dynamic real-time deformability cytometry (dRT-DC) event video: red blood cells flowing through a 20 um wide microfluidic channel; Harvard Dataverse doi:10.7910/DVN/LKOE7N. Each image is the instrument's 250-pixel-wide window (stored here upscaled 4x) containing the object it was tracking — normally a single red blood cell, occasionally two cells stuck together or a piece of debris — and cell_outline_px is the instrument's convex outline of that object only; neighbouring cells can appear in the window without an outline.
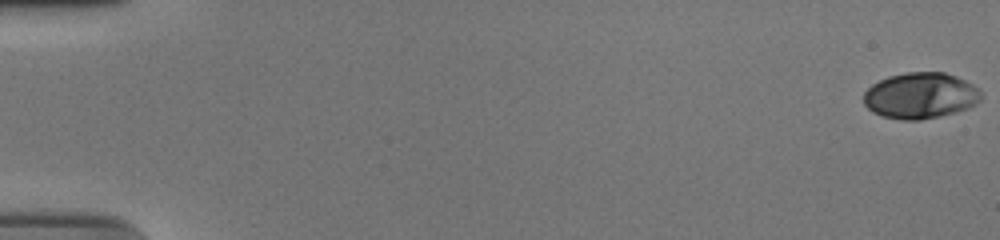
{"species": "human", "species_latin": "Homo sapiens", "temperature_condition": "cold", "stored_images_in_passage": 56, "camera_frame_rate_fps": 3000, "um_per_image_px": 0.085, "donor": {"sex": "male"}, "frame": {"image": 1, "passage_image": 1, "time_ms": 0.0, "image_size_px": [1000, 240], "cell_outline_px": [[980, 100], [976, 104], [968, 108], [956, 112], [940, 116], [920, 120], [904, 120], [884, 116], [872, 112], [864, 104], [864, 92], [872, 84], [888, 76], [904, 72], [944, 72], [956, 76], [972, 84], [980, 92]], "centroid_in_image_um": [78.22, 8.12], "position_along_channel_um": 6.8, "area_um2": 31.44}}
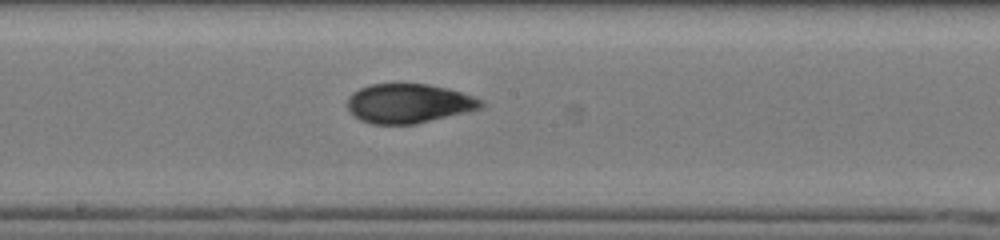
{"frame": {"image": 2, "passage_image": 32, "time_ms": 10.333, "image_size_px": [1000, 240], "cell_outline_px": [[484, 108], [416, 124], [372, 124], [360, 120], [348, 108], [348, 96], [352, 92], [368, 84], [428, 84], [448, 88], [484, 100]], "centroid_in_image_um": [34.76, 8.79], "position_along_channel_um": 213.4, "area_um2": 30.69}}
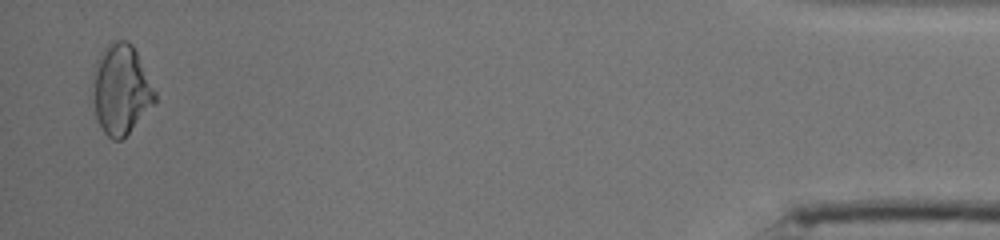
{"frame": {"image": 3, "passage_image": 55, "time_ms": 18.0, "image_size_px": [1000, 240], "cell_outline_px": [[156, 104], [120, 140], [112, 140], [104, 132], [96, 116], [92, 84], [92, 72], [96, 60], [100, 52], [104, 48], [116, 40], [128, 40], [132, 44], [156, 92]], "centroid_in_image_um": [10.28, 7.59], "position_along_channel_um": 424.9, "area_um2": 32.48}, "authors_computed_cell_mechanics": {"area_um2": 30.923, "velocity_mm_per_s": 3.7566, "shape_relaxation_time_tau1_ms": 10.6257, "shape_relaxation_time_tau2_ms": 1.6754, "deformation_change_tau1": 0.2697, "deformation_change_tau2": 0.0597}}